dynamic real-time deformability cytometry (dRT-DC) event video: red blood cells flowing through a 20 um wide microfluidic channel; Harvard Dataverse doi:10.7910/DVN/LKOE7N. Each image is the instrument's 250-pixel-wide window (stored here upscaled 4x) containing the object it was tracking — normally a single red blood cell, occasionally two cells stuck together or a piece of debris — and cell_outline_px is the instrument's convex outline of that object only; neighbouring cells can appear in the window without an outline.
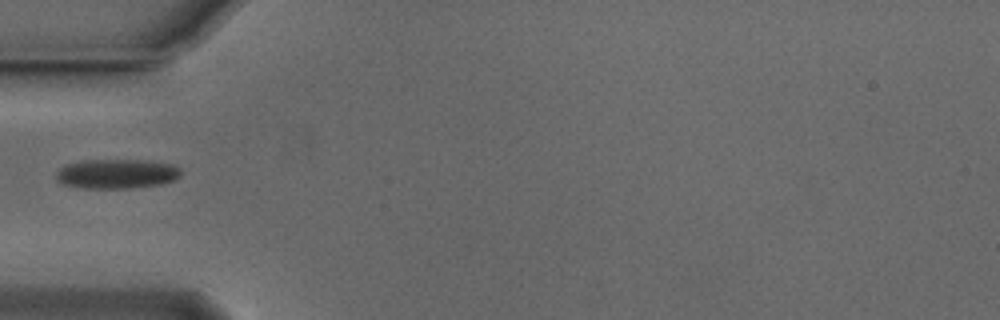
{"species": "Egyptian fruit bat (a non-hibernating species)", "species_latin": "Rousettus aegyptiacus", "temperature_condition": "cold", "stored_images_in_passage": 37, "camera_frame_rate_fps": 3000, "um_per_image_px": 0.085, "animal": {"sex": "male"}, "frame": {"image": 1, "passage_image": 1, "time_ms": 0.0, "image_size_px": [1000, 320], "cell_outline_px": [[180, 176], [176, 180], [160, 184], [132, 188], [84, 188], [64, 184], [56, 180], [56, 172], [64, 164], [80, 160], [144, 160], [172, 164], [180, 168]], "centroid_in_image_um": [9.9, 14.76], "position_along_channel_um": 75.1, "area_um2": 21.62}}
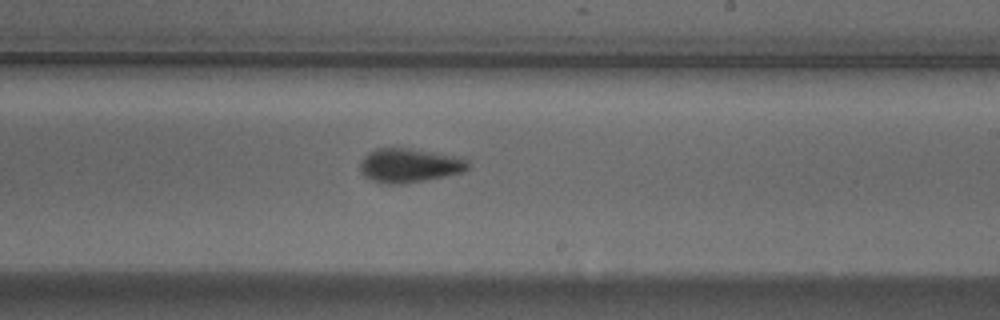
{"frame": {"image": 2, "passage_image": 15, "time_ms": 4.667, "image_size_px": [1000, 320], "cell_outline_px": [[468, 168], [460, 172], [444, 176], [404, 184], [384, 184], [372, 180], [364, 176], [360, 168], [360, 164], [364, 156], [368, 152], [376, 148], [404, 148], [432, 152], [456, 156], [468, 160]], "centroid_in_image_um": [34.75, 14.06], "position_along_channel_um": 254.3, "area_um2": 21.15}}
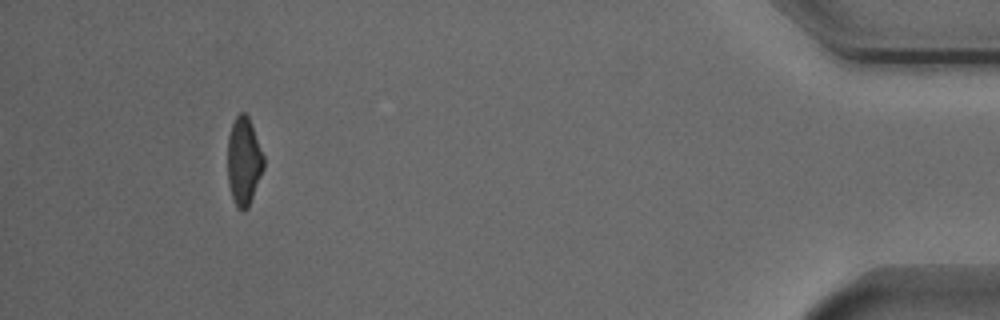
{"frame": {"image": 3, "passage_image": 33, "time_ms": 10.667, "image_size_px": [1000, 320], "cell_outline_px": [[264, 168], [248, 208], [236, 208], [228, 184], [228, 136], [232, 124], [236, 116], [240, 112], [244, 112], [248, 116], [264, 156]], "centroid_in_image_um": [20.72, 13.69], "position_along_channel_um": 414.5, "area_um2": 18.32}}